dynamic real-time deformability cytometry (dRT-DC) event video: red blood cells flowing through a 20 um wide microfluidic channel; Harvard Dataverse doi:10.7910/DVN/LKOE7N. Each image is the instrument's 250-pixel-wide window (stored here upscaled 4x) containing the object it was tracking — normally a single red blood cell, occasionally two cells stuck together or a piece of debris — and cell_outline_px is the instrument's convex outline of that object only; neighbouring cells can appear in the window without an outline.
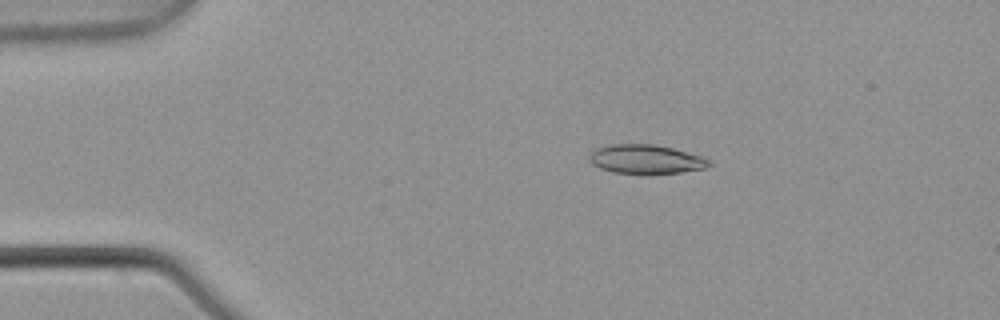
{"species": "common noctule bat (a hibernating species)", "species_latin": "Nyctalus noctula", "temperature_condition": "warm", "stored_images_in_passage": 5, "camera_frame_rate_fps": 3000, "um_per_image_px": 0.085, "animal": {"sex": "male", "body_mass_g": 21.5, "forearm_length_mm": 52.0}, "frame": {"image": 1, "passage_image": 2, "time_ms": 0.333, "image_size_px": [1000, 320], "cell_outline_px": [[712, 164], [704, 168], [680, 172], [612, 172], [600, 168], [592, 164], [588, 156], [596, 148], [612, 144], [656, 144], [672, 148], [700, 156], [708, 160]], "centroid_in_image_um": [54.86, 13.51], "position_along_channel_um": 30.1, "area_um2": 19.65}}
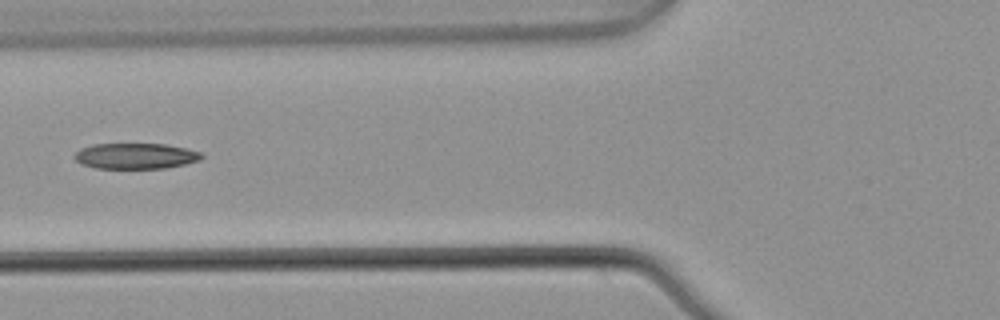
{"frame": {"image": 2, "passage_image": 5, "time_ms": 1.333, "image_size_px": [1000, 320], "cell_outline_px": [[204, 156], [200, 160], [184, 164], [164, 168], [96, 168], [80, 164], [72, 156], [80, 148], [92, 144], [164, 144], [188, 148], [200, 152]], "centroid_in_image_um": [11.5, 13.25], "position_along_channel_um": 114.3, "area_um2": 19.13}}